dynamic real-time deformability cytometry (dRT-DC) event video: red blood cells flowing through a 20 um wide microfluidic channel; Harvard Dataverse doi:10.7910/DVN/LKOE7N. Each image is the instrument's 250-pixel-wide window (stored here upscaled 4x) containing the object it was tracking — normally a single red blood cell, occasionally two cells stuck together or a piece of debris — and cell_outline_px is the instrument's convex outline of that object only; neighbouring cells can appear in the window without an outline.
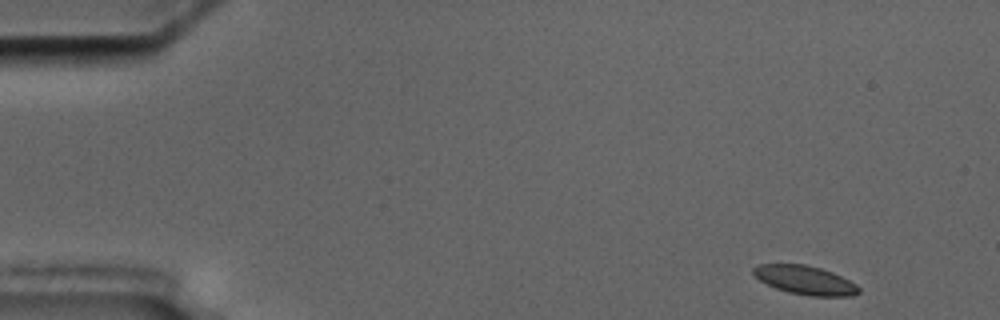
{"species": "common noctule bat (a hibernating species)", "species_latin": "Nyctalus noctula", "temperature_condition": "cold", "stored_images_in_passage": 53, "camera_frame_rate_fps": 3000, "um_per_image_px": 0.085, "animal": {"sex": "male", "body_mass_g": 17.5, "forearm_length_mm": 52.3}, "frame": {"image": 1, "passage_image": 1, "time_ms": 0.0, "image_size_px": [1000, 320], "cell_outline_px": [[860, 292], [852, 296], [808, 296], [788, 292], [776, 288], [760, 280], [752, 272], [752, 268], [756, 264], [804, 264], [820, 268], [832, 272], [856, 284], [860, 288]], "centroid_in_image_um": [68.43, 23.81], "position_along_channel_um": 16.6, "area_um2": 17.63}}
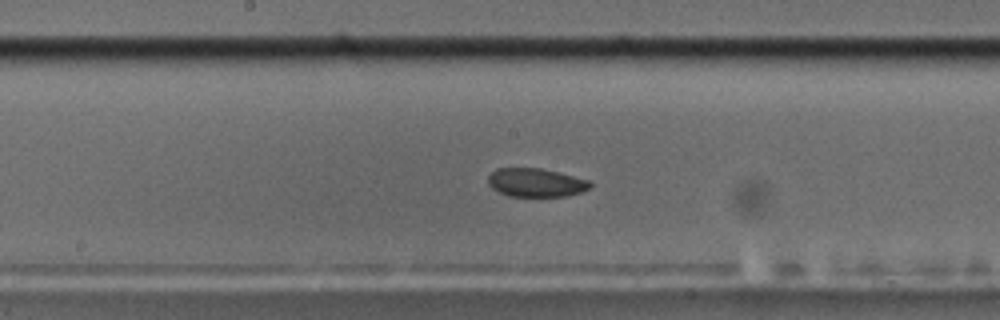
{"frame": {"image": 2, "passage_image": 26, "time_ms": 8.333, "image_size_px": [1000, 320], "cell_outline_px": [[592, 184], [588, 188], [580, 192], [564, 196], [508, 196], [492, 188], [488, 184], [488, 176], [496, 168], [540, 168], [588, 180]], "centroid_in_image_um": [45.5, 15.52], "position_along_channel_um": 202.7, "area_um2": 16.7}}
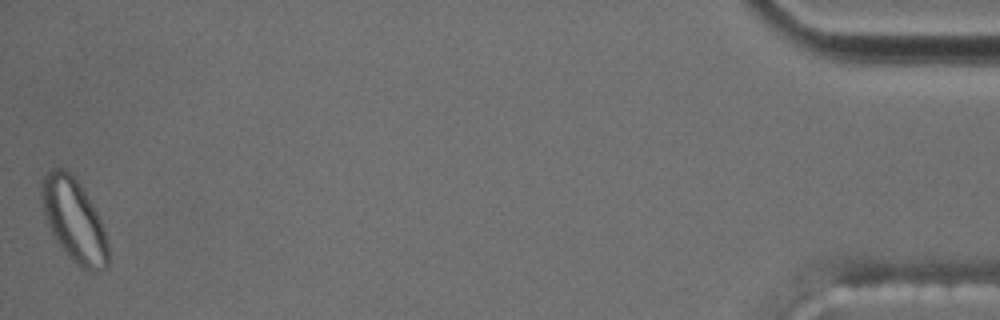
{"frame": {"image": 3, "passage_image": 53, "time_ms": 17.333, "image_size_px": [1000, 320], "cell_outline_px": [[108, 268], [96, 272], [80, 268], [60, 248], [52, 236], [44, 216], [40, 192], [44, 176], [52, 168], [64, 168], [72, 172], [96, 212], [100, 220], [108, 240]], "centroid_in_image_um": [6.28, 18.76], "position_along_channel_um": 428.9, "area_um2": 32.37}, "authors_computed_cell_mechanics": {"area_um2": 18.207, "velocity_mm_per_s": 3.5229, "shape_relaxation_time_tau1_ms": 5.1733, "shape_relaxation_time_tau2_ms": 5.3868, "deformation_change_tau1": 0.0978, "deformation_change_tau2": 0.0957}}